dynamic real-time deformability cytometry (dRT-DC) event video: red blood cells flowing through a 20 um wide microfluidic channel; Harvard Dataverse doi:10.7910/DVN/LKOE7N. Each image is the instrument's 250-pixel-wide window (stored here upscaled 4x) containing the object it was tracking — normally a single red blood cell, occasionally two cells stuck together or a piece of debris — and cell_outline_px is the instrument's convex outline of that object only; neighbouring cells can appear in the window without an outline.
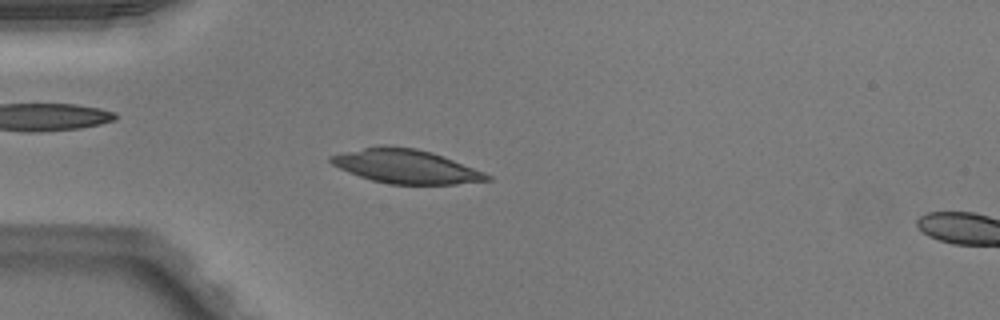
{"species": "Egyptian fruit bat (a non-hibernating species)", "species_latin": "Rousettus aegyptiacus", "temperature_condition": "warm", "stored_images_in_passage": 40, "camera_frame_rate_fps": 3000, "um_per_image_px": 0.085, "animal": {"sex": "male"}, "frame": {"image": 1, "passage_image": 9, "time_ms": 2.667, "image_size_px": [1000, 320], "cell_outline_px": [[492, 180], [456, 184], [388, 184], [372, 180], [348, 172], [332, 164], [328, 160], [328, 156], [364, 148], [384, 144], [388, 144], [416, 148], [432, 152], [484, 172], [492, 176]], "centroid_in_image_um": [34.5, 14.13], "position_along_channel_um": 50.5, "area_um2": 30.81}}
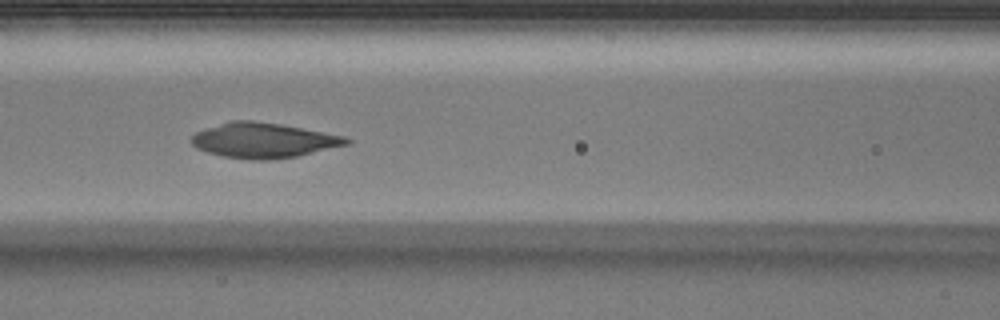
{"frame": {"image": 2, "passage_image": 17, "time_ms": 5.333, "image_size_px": [1000, 320], "cell_outline_px": [[352, 144], [296, 156], [272, 160], [248, 160], [224, 156], [208, 152], [196, 148], [192, 144], [192, 136], [196, 132], [204, 128], [232, 120], [252, 120], [280, 124], [344, 136], [352, 140]], "centroid_in_image_um": [22.41, 11.93], "position_along_channel_um": 144.2, "area_um2": 31.67}}
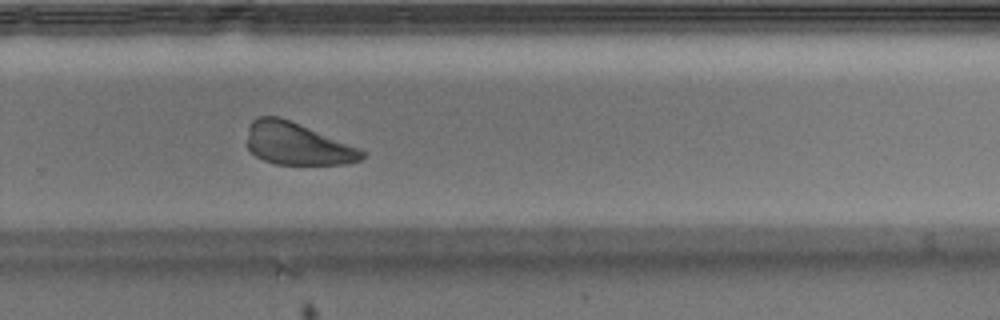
{"frame": {"image": 3, "passage_image": 29, "time_ms": 9.333, "image_size_px": [1000, 320], "cell_outline_px": [[364, 156], [360, 160], [344, 164], [276, 164], [264, 160], [256, 156], [248, 148], [248, 124], [252, 120], [260, 116], [280, 116], [360, 148], [364, 152]], "centroid_in_image_um": [25.25, 12.21], "position_along_channel_um": 304.6, "area_um2": 28.09}}